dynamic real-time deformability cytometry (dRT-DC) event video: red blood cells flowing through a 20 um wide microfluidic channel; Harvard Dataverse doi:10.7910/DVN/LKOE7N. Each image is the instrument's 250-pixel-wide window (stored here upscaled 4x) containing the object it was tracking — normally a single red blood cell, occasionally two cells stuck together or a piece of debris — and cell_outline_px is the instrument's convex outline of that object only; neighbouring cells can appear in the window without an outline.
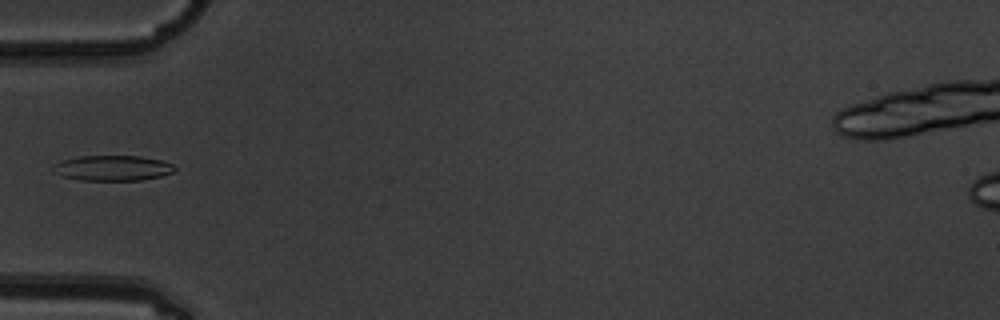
{"species": "common noctule bat (a hibernating species)", "species_latin": "Nyctalus noctula", "temperature_condition": "warm", "stored_images_in_passage": 6, "camera_frame_rate_fps": 3000, "um_per_image_px": 0.085, "animal": {"sex": "male", "body_mass_g": 19.5, "forearm_length_mm": 54.6}, "frame": {"image": 1, "passage_image": 6, "time_ms": 1.667, "image_size_px": [1000, 320], "cell_outline_px": [[176, 168], [172, 172], [160, 176], [140, 180], [80, 180], [64, 176], [52, 172], [52, 164], [60, 160], [80, 156], [140, 156], [160, 160], [172, 164]], "centroid_in_image_um": [9.51, 14.28], "position_along_channel_um": 75.5, "area_um2": 17.92}}